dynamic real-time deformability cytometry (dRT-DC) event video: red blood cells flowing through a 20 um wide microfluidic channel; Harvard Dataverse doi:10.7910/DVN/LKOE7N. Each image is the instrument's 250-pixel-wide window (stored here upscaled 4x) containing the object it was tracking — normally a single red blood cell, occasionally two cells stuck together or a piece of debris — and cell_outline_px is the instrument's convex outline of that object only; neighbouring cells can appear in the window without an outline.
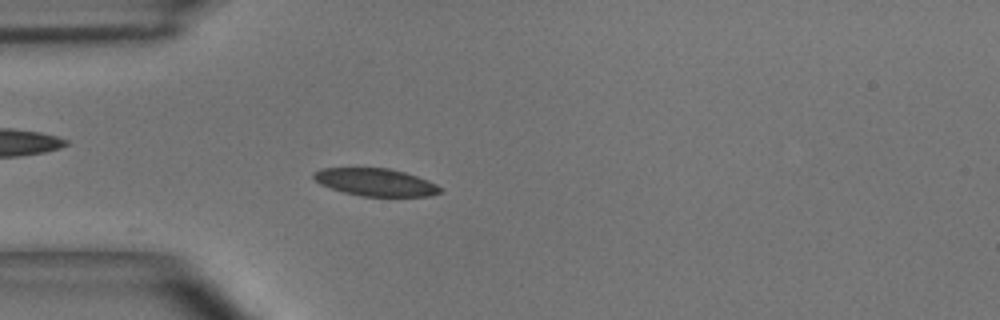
{"species": "common noctule bat (a hibernating species)", "species_latin": "Nyctalus noctula", "temperature_condition": "room temperature", "stored_images_in_passage": 4, "camera_frame_rate_fps": 3000, "um_per_image_px": 0.085, "animal": {"sex": "male", "body_mass_g": 15.6}, "frame": {"image": 1, "passage_image": 4, "time_ms": 1.0, "image_size_px": [1000, 320], "cell_outline_px": [[444, 192], [428, 196], [360, 196], [344, 192], [320, 184], [312, 176], [312, 172], [320, 168], [388, 168], [404, 172], [428, 180], [436, 184]], "centroid_in_image_um": [31.91, 15.48], "position_along_channel_um": 53.1, "area_um2": 20.23}}